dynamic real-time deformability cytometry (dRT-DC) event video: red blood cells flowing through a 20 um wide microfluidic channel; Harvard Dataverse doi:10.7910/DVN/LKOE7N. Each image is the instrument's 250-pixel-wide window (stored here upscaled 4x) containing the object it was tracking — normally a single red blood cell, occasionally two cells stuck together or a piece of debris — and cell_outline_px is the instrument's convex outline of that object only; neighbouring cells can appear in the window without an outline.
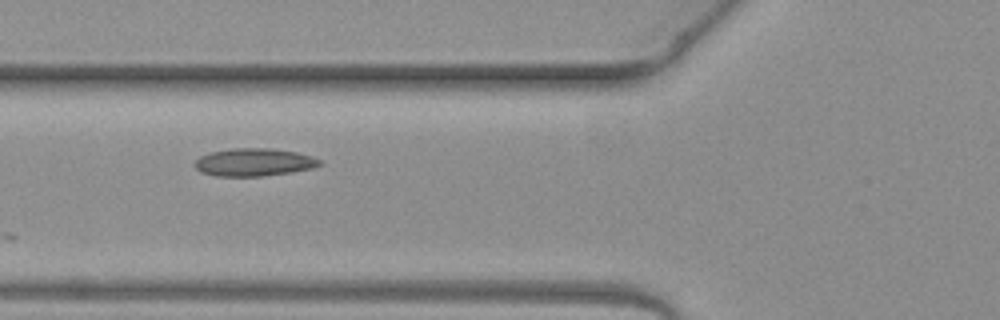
{"species": "common noctule bat (a hibernating species)", "species_latin": "Nyctalus noctula", "temperature_condition": "warm", "stored_images_in_passage": 8, "camera_frame_rate_fps": 3000, "um_per_image_px": 0.085, "animal": {"sex": "female", "body_mass_g": 19.3, "forearm_length_mm": 54.1}, "frame": {"image": 1, "passage_image": 6, "time_ms": 1.667, "image_size_px": [1000, 320], "cell_outline_px": [[324, 164], [312, 168], [292, 172], [260, 176], [216, 176], [200, 172], [192, 164], [200, 156], [208, 152], [232, 148], [272, 148], [296, 152], [312, 156], [320, 160]], "centroid_in_image_um": [21.57, 13.78], "position_along_channel_um": 104.2, "area_um2": 20.4}}
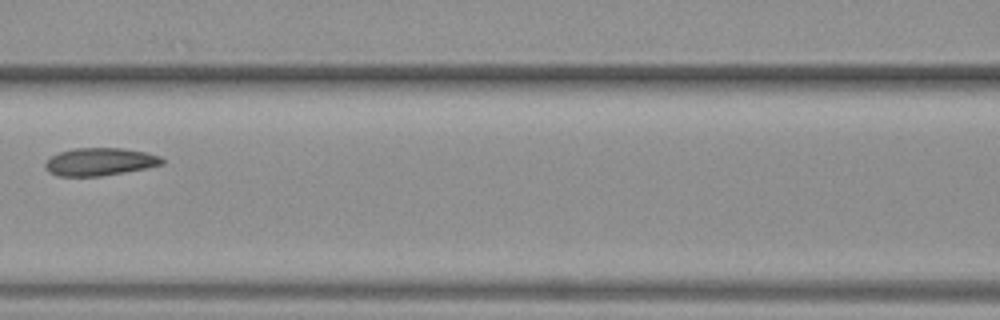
{"frame": {"image": 2, "passage_image": 7, "time_ms": 2.0, "image_size_px": [1000, 320], "cell_outline_px": [[164, 164], [124, 172], [100, 176], [56, 176], [48, 172], [44, 164], [52, 156], [60, 152], [72, 148], [120, 148], [148, 152], [160, 156], [164, 160]], "centroid_in_image_um": [8.48, 13.74], "position_along_channel_um": 158.1, "area_um2": 18.84}}
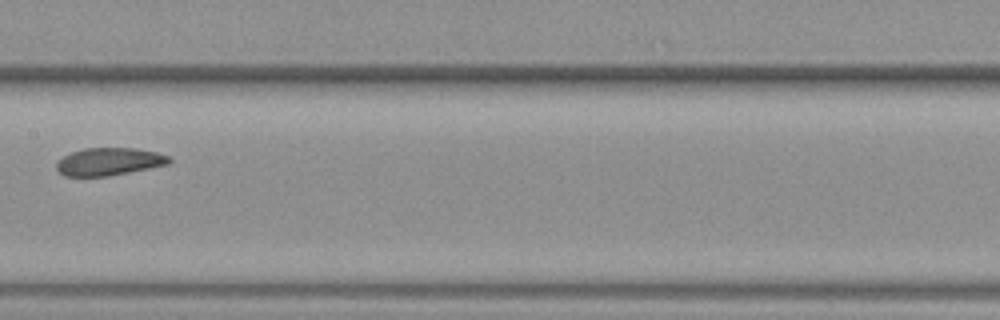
{"frame": {"image": 3, "passage_image": 8, "time_ms": 2.333, "image_size_px": [1000, 320], "cell_outline_px": [[172, 160], [168, 164], [108, 176], [64, 176], [56, 168], [56, 164], [64, 156], [72, 152], [84, 148], [136, 148], [156, 152], [168, 156]], "centroid_in_image_um": [9.26, 13.73], "position_along_channel_um": 198.1, "area_um2": 17.92}}